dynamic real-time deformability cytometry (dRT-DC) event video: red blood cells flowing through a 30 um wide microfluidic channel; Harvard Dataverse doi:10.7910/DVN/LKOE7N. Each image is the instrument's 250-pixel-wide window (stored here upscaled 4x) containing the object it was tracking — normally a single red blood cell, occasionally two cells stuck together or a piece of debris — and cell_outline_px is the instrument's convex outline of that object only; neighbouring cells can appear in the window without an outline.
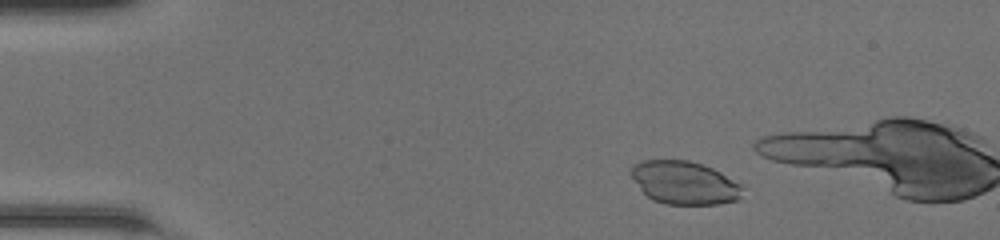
{"species": "common noctule bat (a hibernating species)", "species_latin": "Nyctalus noctula", "temperature_condition": "room temperature", "stored_images_in_passage": 23, "camera_frame_rate_fps": 3000, "um_per_image_px": 0.085, "animal": {"sex": "female", "body_mass_g": 20.0, "forearm_length_mm": 54.0}, "frame": {"image": 1, "passage_image": 6, "time_ms": 1.667, "image_size_px": [1000, 240], "cell_outline_px": [[740, 196], [736, 200], [716, 204], [668, 204], [652, 200], [640, 188], [628, 172], [632, 164], [640, 160], [688, 160], [712, 168], [720, 172], [740, 184]], "centroid_in_image_um": [58.1, 15.51], "position_along_channel_um": 26.9, "area_um2": 27.74}}
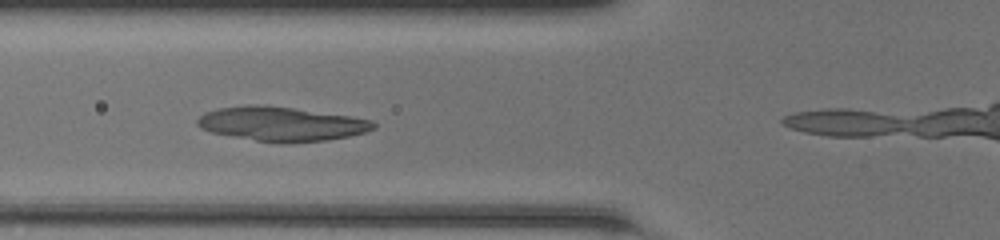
{"frame": {"image": 2, "passage_image": 17, "time_ms": 5.333, "image_size_px": [1000, 240], "cell_outline_px": [[376, 128], [364, 132], [348, 136], [324, 140], [256, 140], [212, 132], [200, 128], [196, 124], [196, 120], [204, 112], [216, 108], [248, 104], [268, 104], [352, 116], [372, 120], [376, 124]], "centroid_in_image_um": [23.89, 10.47], "position_along_channel_um": 101.9, "area_um2": 34.51}}
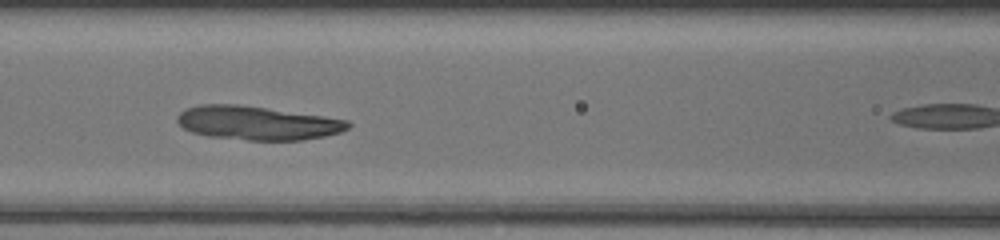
{"frame": {"image": 3, "passage_image": 20, "time_ms": 6.333, "image_size_px": [1000, 240], "cell_outline_px": [[352, 124], [348, 128], [340, 132], [324, 136], [304, 140], [248, 140], [208, 136], [192, 132], [184, 128], [176, 120], [176, 116], [184, 108], [200, 104], [236, 104], [324, 116], [348, 120]], "centroid_in_image_um": [21.85, 10.45], "position_along_channel_um": 144.8, "area_um2": 33.58}}